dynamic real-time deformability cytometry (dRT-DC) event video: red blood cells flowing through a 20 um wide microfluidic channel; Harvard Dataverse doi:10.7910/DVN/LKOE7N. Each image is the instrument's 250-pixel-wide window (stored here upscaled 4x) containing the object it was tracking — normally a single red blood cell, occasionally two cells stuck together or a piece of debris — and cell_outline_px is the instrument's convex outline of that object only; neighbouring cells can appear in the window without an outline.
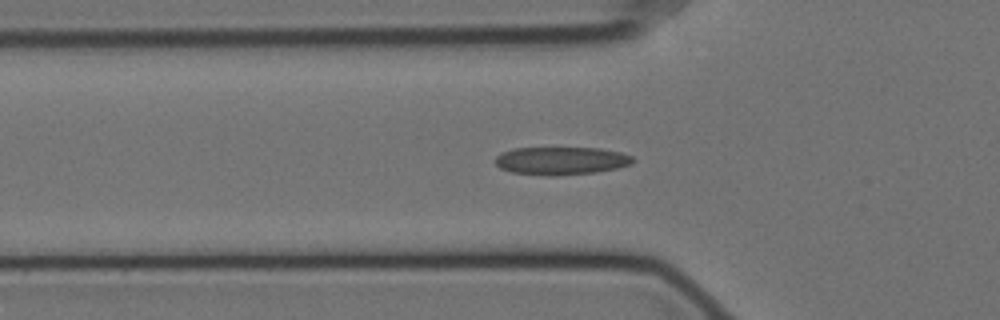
{"species": "Egyptian fruit bat (a non-hibernating species)", "species_latin": "Rousettus aegyptiacus", "temperature_condition": "cold", "stored_images_in_passage": 36, "camera_frame_rate_fps": 3000, "um_per_image_px": 0.085, "animal": {"sex": "female"}, "frame": {"image": 1, "passage_image": 3, "time_ms": 0.667, "image_size_px": [1000, 320], "cell_outline_px": [[636, 160], [628, 164], [616, 168], [596, 172], [552, 176], [512, 172], [500, 168], [496, 164], [496, 156], [500, 152], [512, 148], [600, 148], [620, 152], [632, 156]], "centroid_in_image_um": [47.67, 13.65], "position_along_channel_um": 78.1, "area_um2": 22.31}}
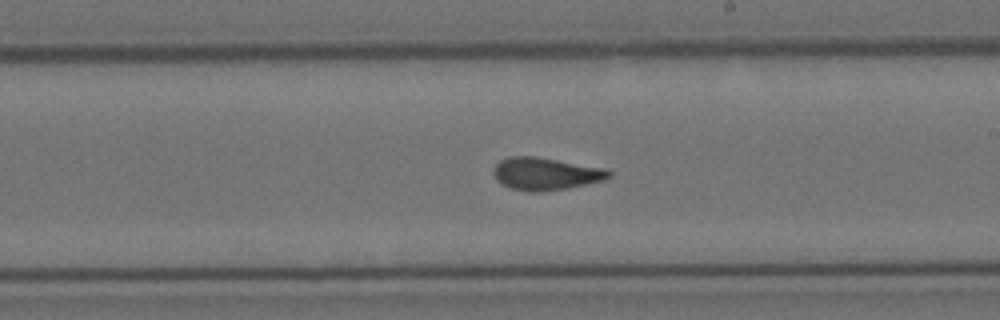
{"frame": {"image": 2, "passage_image": 17, "time_ms": 5.333, "image_size_px": [1000, 320], "cell_outline_px": [[612, 176], [604, 180], [568, 188], [540, 192], [528, 192], [512, 188], [496, 180], [492, 172], [492, 168], [500, 160], [508, 156], [536, 156], [608, 168], [612, 172]], "centroid_in_image_um": [46.4, 14.76], "position_along_channel_um": 242.6, "area_um2": 22.2}}
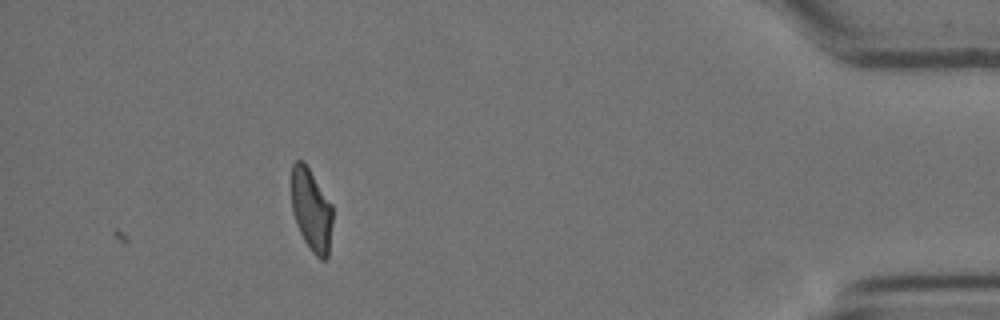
{"frame": {"image": 3, "passage_image": 36, "time_ms": 11.667, "image_size_px": [1000, 320], "cell_outline_px": [[332, 220], [328, 256], [324, 260], [320, 260], [312, 252], [304, 240], [296, 224], [292, 212], [292, 164], [296, 160], [304, 160], [332, 204]], "centroid_in_image_um": [26.46, 17.83], "position_along_channel_um": 408.7, "area_um2": 19.83}, "authors_computed_cell_mechanics": {"area_um2": 21.2415, "velocity_mm_per_s": 3.5159, "shape_relaxation_time_tau1_ms": 8.7482, "shape_relaxation_time_tau2_ms": 2.2787, "deformation_change_tau1": 0.1977, "deformation_change_tau2": 0.0752}}